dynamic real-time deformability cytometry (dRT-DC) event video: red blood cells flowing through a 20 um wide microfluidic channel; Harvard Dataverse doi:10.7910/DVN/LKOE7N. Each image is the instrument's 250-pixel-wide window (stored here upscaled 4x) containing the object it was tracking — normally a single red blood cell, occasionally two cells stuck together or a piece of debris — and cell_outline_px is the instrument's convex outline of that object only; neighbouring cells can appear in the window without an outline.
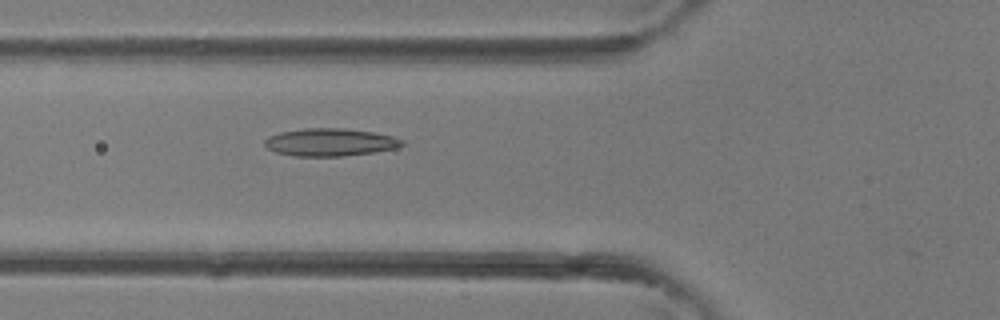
{"species": "common noctule bat (a hibernating species)", "species_latin": "Nyctalus noctula", "temperature_condition": "room temperature", "stored_images_in_passage": 36, "camera_frame_rate_fps": 3000, "um_per_image_px": 0.085, "animal": {"sex": "female"}, "frame": {"image": 1, "passage_image": 14, "time_ms": 4.333, "image_size_px": [1000, 320], "cell_outline_px": [[404, 144], [396, 148], [376, 152], [344, 156], [292, 156], [276, 152], [268, 148], [264, 144], [264, 140], [268, 136], [280, 132], [304, 128], [344, 128], [372, 132], [392, 136], [404, 140]], "centroid_in_image_um": [28.05, 12.09], "position_along_channel_um": 97.7, "area_um2": 22.25}}
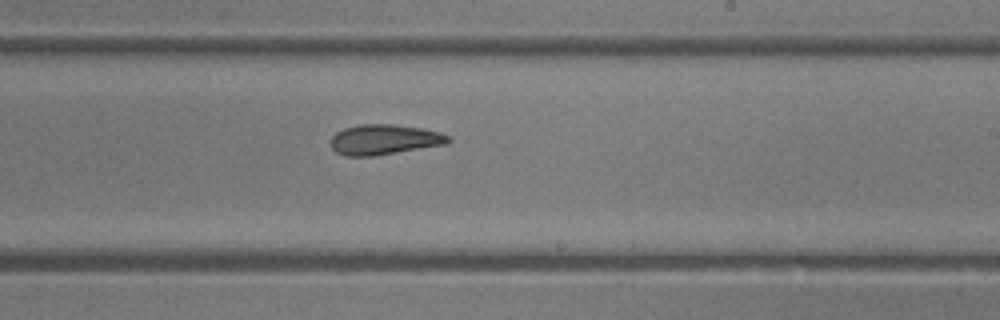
{"frame": {"image": 2, "passage_image": 23, "time_ms": 7.333, "image_size_px": [1000, 320], "cell_outline_px": [[452, 140], [448, 144], [376, 156], [344, 156], [336, 152], [328, 144], [328, 140], [336, 132], [344, 128], [360, 124], [392, 124], [420, 128], [440, 132], [448, 136]], "centroid_in_image_um": [32.63, 11.87], "position_along_channel_um": 256.4, "area_um2": 21.04}}
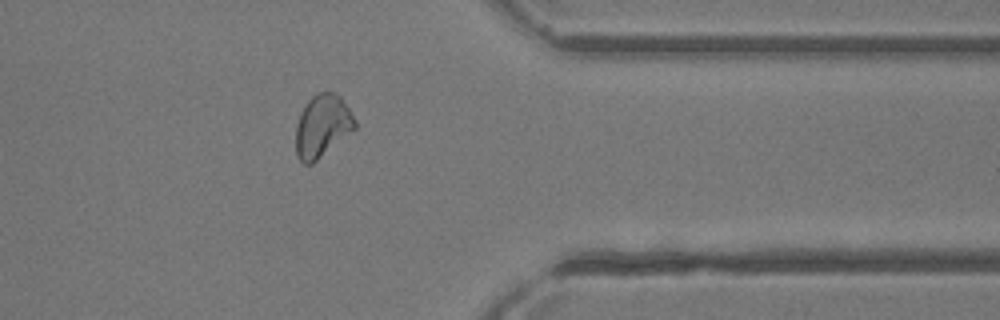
{"frame": {"image": 3, "passage_image": 31, "time_ms": 10.0, "image_size_px": [1000, 320], "cell_outline_px": [[356, 128], [312, 164], [304, 164], [296, 156], [296, 124], [300, 112], [308, 100], [312, 96], [320, 92], [332, 92], [340, 96], [356, 120]], "centroid_in_image_um": [27.38, 10.71], "position_along_channel_um": 384.0, "area_um2": 21.44}}